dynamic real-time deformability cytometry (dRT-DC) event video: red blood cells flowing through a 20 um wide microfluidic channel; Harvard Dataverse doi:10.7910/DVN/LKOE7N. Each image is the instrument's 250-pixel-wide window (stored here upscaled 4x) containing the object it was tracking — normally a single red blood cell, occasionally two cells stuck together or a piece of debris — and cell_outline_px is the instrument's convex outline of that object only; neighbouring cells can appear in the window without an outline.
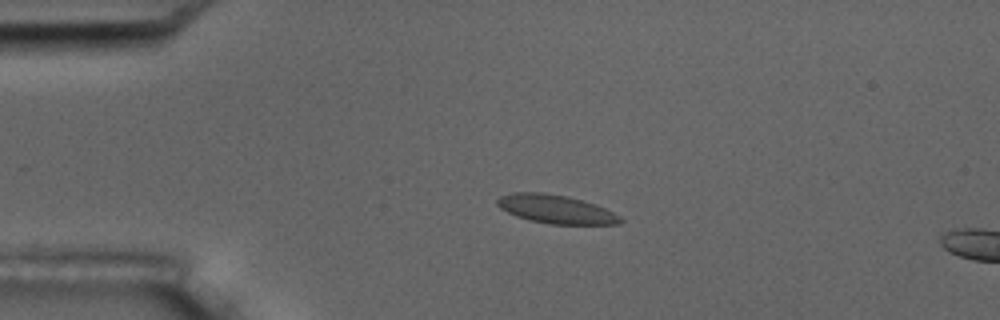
{"species": "common noctule bat (a hibernating species)", "species_latin": "Nyctalus noctula", "temperature_condition": "room temperature", "stored_images_in_passage": 4, "camera_frame_rate_fps": 3000, "um_per_image_px": 0.085, "animal": {"sex": "male", "body_mass_g": 17.5, "forearm_length_mm": 52.3}, "frame": {"image": 1, "passage_image": 2, "time_ms": 2.0, "image_size_px": [1000, 320], "cell_outline_px": [[624, 220], [620, 224], [552, 224], [532, 220], [516, 216], [500, 208], [496, 204], [496, 200], [500, 196], [512, 192], [544, 192], [568, 196], [596, 204], [620, 216]], "centroid_in_image_um": [47.24, 17.77], "position_along_channel_um": 37.8, "area_um2": 20.46}}